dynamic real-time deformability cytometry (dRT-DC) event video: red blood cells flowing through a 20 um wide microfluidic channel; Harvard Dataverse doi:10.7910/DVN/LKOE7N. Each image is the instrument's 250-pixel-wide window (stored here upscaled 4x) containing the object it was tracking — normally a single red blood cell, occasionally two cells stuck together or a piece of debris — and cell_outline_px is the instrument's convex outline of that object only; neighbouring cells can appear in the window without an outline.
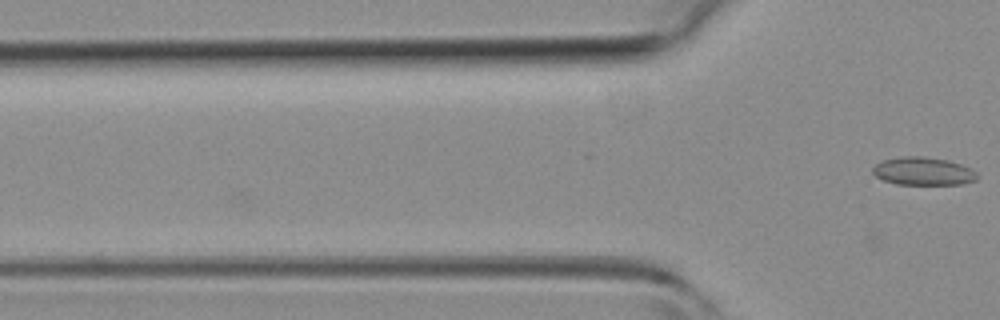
{"species": "common noctule bat (a hibernating species)", "species_latin": "Nyctalus noctula", "temperature_condition": "room temperature", "stored_images_in_passage": 5, "camera_frame_rate_fps": 3000, "um_per_image_px": 0.085, "animal": {"sex": "female", "body_mass_g": 19.3, "forearm_length_mm": 54.1}, "frame": {"image": 1, "passage_image": 5, "time_ms": 5.667, "image_size_px": [1000, 320], "cell_outline_px": [[980, 176], [976, 180], [960, 184], [896, 184], [884, 180], [876, 176], [872, 172], [872, 168], [876, 164], [884, 160], [904, 156], [924, 156], [948, 160], [972, 168]], "centroid_in_image_um": [78.5, 14.55], "position_along_channel_um": 47.3, "area_um2": 17.05}}